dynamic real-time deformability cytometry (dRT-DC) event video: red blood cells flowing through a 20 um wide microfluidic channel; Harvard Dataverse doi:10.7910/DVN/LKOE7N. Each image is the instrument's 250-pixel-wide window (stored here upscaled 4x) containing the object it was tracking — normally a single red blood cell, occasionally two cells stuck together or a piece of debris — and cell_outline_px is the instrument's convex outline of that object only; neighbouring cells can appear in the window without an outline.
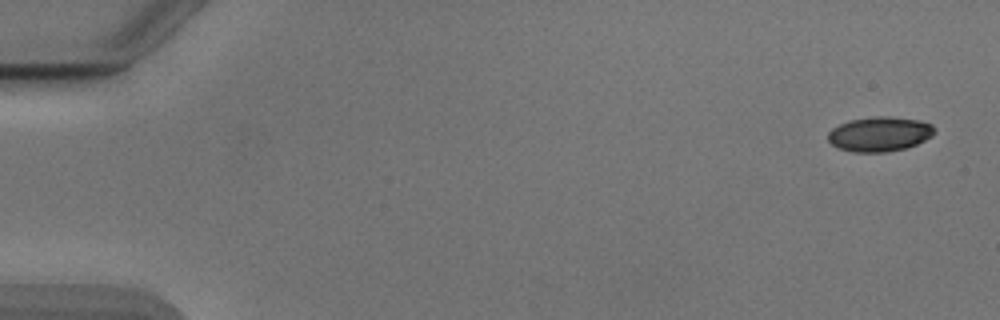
{"species": "Egyptian fruit bat (a non-hibernating species)", "species_latin": "Rousettus aegyptiacus", "temperature_condition": "cold", "stored_images_in_passage": 18, "camera_frame_rate_fps": 3000, "um_per_image_px": 0.085, "animal": {"sex": "male"}, "frame": {"image": 1, "passage_image": 1, "time_ms": 0.0, "image_size_px": [1000, 320], "cell_outline_px": [[936, 132], [932, 136], [916, 144], [904, 148], [884, 152], [852, 152], [840, 148], [832, 144], [828, 140], [828, 132], [832, 128], [840, 124], [852, 120], [872, 116], [888, 116], [920, 120], [932, 124], [936, 128]], "centroid_in_image_um": [74.79, 11.38], "position_along_channel_um": 10.2, "area_um2": 21.5}}
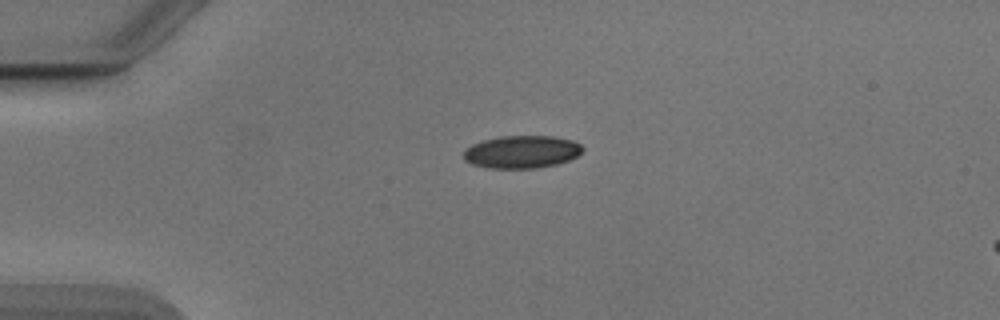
{"frame": {"image": 2, "passage_image": 12, "time_ms": 3.667, "image_size_px": [1000, 320], "cell_outline_px": [[584, 148], [576, 156], [568, 160], [556, 164], [536, 168], [488, 168], [472, 164], [464, 160], [464, 152], [472, 144], [484, 140], [500, 136], [552, 136], [572, 140], [580, 144]], "centroid_in_image_um": [44.34, 12.91], "position_along_channel_um": 40.7, "area_um2": 22.48}}
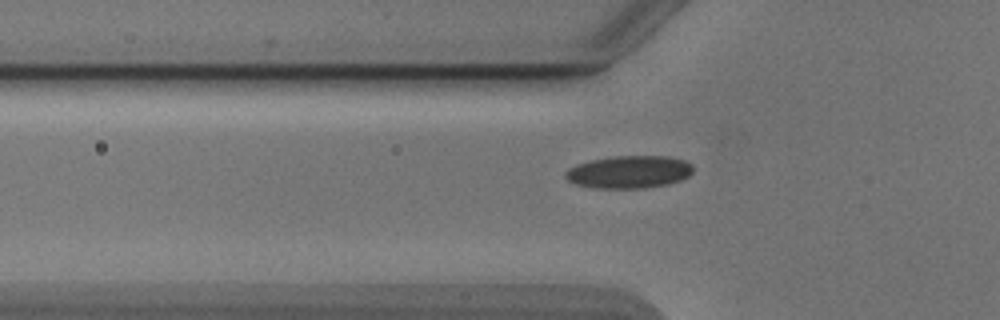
{"frame": {"image": 3, "passage_image": 17, "time_ms": 5.333, "image_size_px": [1000, 320], "cell_outline_px": [[692, 172], [688, 176], [680, 180], [668, 184], [648, 188], [592, 188], [576, 184], [568, 180], [564, 176], [564, 172], [568, 168], [576, 164], [592, 160], [616, 156], [668, 156], [684, 160], [692, 164]], "centroid_in_image_um": [53.46, 14.62], "position_along_channel_um": 72.3, "area_um2": 24.33}}